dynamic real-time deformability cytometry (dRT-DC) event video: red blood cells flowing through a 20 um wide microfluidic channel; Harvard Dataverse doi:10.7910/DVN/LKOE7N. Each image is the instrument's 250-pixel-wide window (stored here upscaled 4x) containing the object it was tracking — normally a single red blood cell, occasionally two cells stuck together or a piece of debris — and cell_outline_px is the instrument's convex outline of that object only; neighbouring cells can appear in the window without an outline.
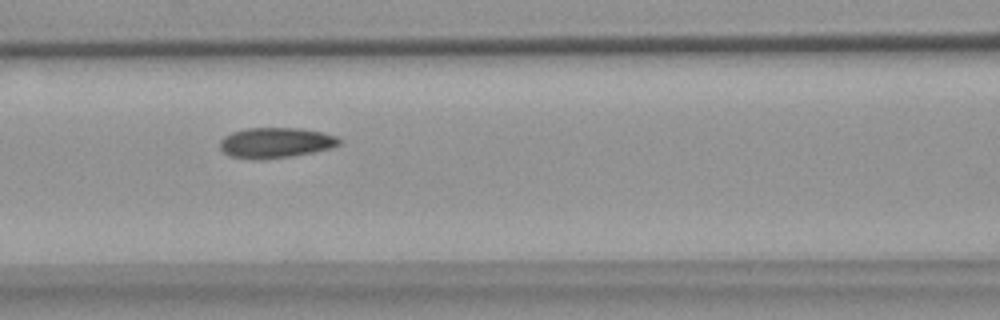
{"species": "common noctule bat (a hibernating species)", "species_latin": "Nyctalus noctula", "temperature_condition": "warm", "stored_images_in_passage": 14, "camera_frame_rate_fps": 3000, "um_per_image_px": 0.085, "animal": {"sex": "female", "body_mass_g": 18.4}, "frame": {"image": 1, "passage_image": 6, "time_ms": 7.333, "image_size_px": [1000, 320], "cell_outline_px": [[340, 144], [332, 148], [312, 152], [264, 160], [256, 160], [228, 156], [220, 148], [220, 140], [224, 136], [232, 132], [248, 128], [300, 128], [320, 132], [336, 136], [340, 140]], "centroid_in_image_um": [23.39, 12.14], "position_along_channel_um": 143.2, "area_um2": 21.1}}
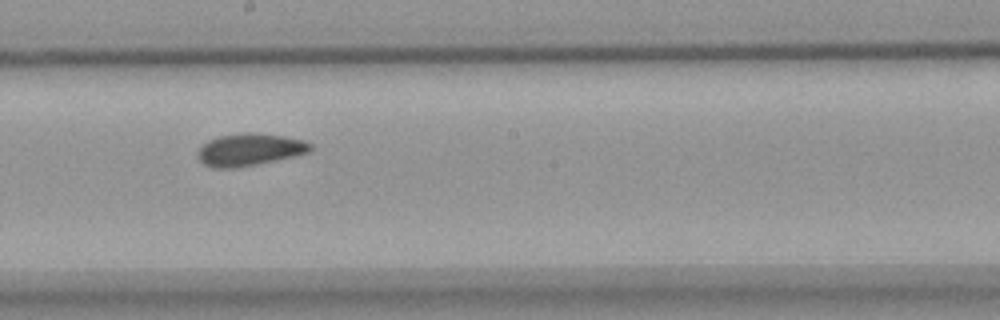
{"frame": {"image": 2, "passage_image": 8, "time_ms": 9.667, "image_size_px": [1000, 320], "cell_outline_px": [[312, 148], [308, 152], [292, 156], [256, 164], [236, 168], [212, 168], [204, 164], [196, 156], [196, 152], [208, 140], [220, 136], [244, 132], [252, 132], [284, 136], [304, 140], [312, 144]], "centroid_in_image_um": [21.18, 12.71], "position_along_channel_um": 227.0, "area_um2": 21.1}}
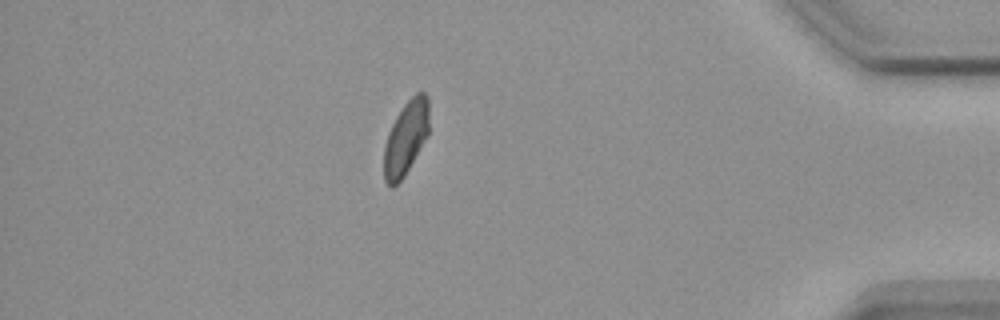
{"frame": {"image": 3, "passage_image": 13, "time_ms": 15.667, "image_size_px": [1000, 320], "cell_outline_px": [[428, 136], [404, 176], [392, 188], [384, 180], [384, 148], [388, 132], [396, 116], [404, 104], [416, 92], [424, 92], [428, 96]], "centroid_in_image_um": [34.5, 11.72], "position_along_channel_um": 400.7, "area_um2": 19.36}}